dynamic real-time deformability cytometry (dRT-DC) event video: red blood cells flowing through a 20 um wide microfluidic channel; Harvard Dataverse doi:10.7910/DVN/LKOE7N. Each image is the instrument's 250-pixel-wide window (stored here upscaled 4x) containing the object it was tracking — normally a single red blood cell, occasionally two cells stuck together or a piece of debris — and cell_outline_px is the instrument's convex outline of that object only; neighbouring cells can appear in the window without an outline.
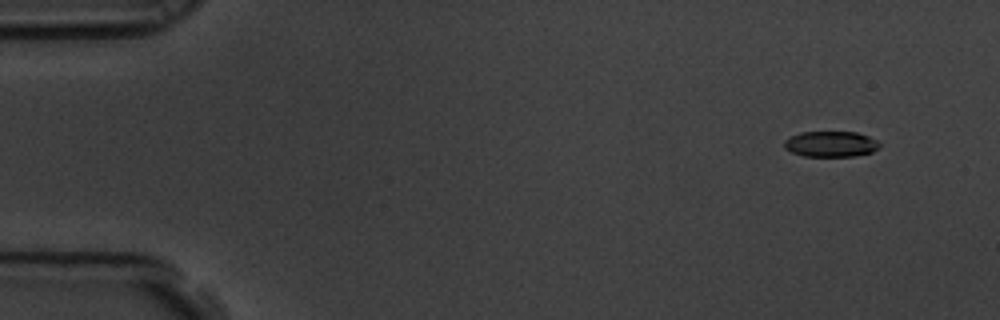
{"species": "common noctule bat (a hibernating species)", "species_latin": "Nyctalus noctula", "temperature_condition": "room temperature", "stored_images_in_passage": 5, "camera_frame_rate_fps": 3000, "um_per_image_px": 0.085, "animal": {"sex": "male", "body_mass_g": 19.5, "forearm_length_mm": 54.6}, "frame": {"image": 1, "passage_image": 1, "time_ms": 0.0, "image_size_px": [1000, 320], "cell_outline_px": [[880, 144], [872, 152], [856, 156], [804, 156], [792, 152], [784, 148], [784, 140], [800, 132], [856, 132], [868, 136], [876, 140]], "centroid_in_image_um": [70.6, 12.24], "position_along_channel_um": 14.4, "area_um2": 14.16}}
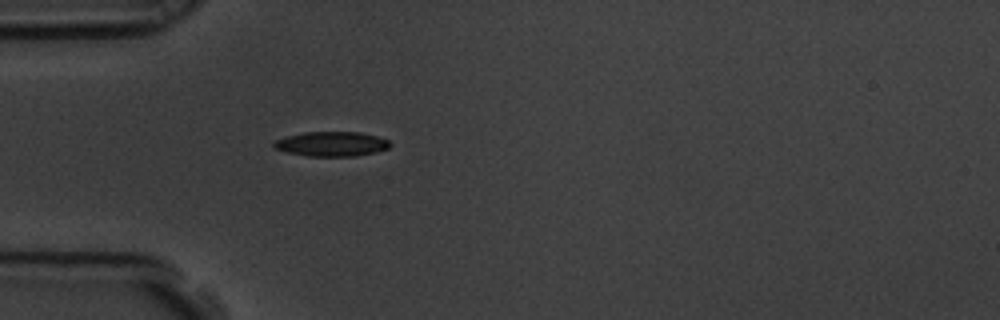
{"frame": {"image": 2, "passage_image": 5, "time_ms": 1.333, "image_size_px": [1000, 320], "cell_outline_px": [[392, 144], [388, 148], [376, 152], [356, 156], [308, 156], [288, 152], [276, 148], [272, 144], [276, 140], [288, 136], [304, 132], [360, 132], [376, 136], [388, 140]], "centroid_in_image_um": [28.22, 12.23], "position_along_channel_um": 56.8, "area_um2": 16.53}}